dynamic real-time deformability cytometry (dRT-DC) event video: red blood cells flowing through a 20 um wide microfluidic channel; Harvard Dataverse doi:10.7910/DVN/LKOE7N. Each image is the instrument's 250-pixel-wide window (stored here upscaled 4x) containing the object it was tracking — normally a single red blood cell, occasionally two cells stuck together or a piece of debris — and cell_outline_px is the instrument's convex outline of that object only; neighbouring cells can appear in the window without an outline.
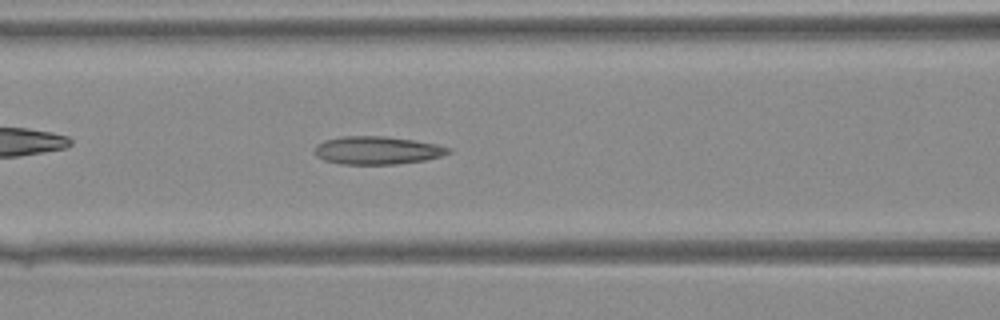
{"species": "Egyptian fruit bat (a non-hibernating species)", "species_latin": "Rousettus aegyptiacus", "temperature_condition": "warm", "stored_images_in_passage": 29, "camera_frame_rate_fps": 3000, "um_per_image_px": 0.085, "animal": {"sex": "female"}, "frame": {"image": 1, "passage_image": 6, "time_ms": 1.667, "image_size_px": [1000, 320], "cell_outline_px": [[452, 152], [440, 156], [424, 160], [396, 164], [340, 164], [324, 160], [316, 156], [316, 144], [324, 140], [344, 136], [384, 136], [412, 140], [436, 144], [452, 148]], "centroid_in_image_um": [32.06, 12.78], "position_along_channel_um": 134.5, "area_um2": 21.73}}
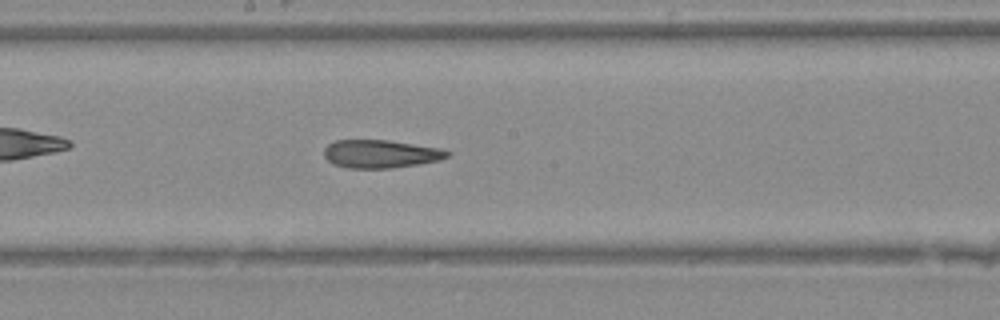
{"frame": {"image": 2, "passage_image": 11, "time_ms": 3.333, "image_size_px": [1000, 320], "cell_outline_px": [[452, 152], [448, 156], [440, 160], [420, 164], [392, 168], [348, 168], [332, 164], [324, 156], [324, 148], [328, 144], [336, 140], [388, 140], [440, 148]], "centroid_in_image_um": [32.35, 13.08], "position_along_channel_um": 215.8, "area_um2": 20.29}}
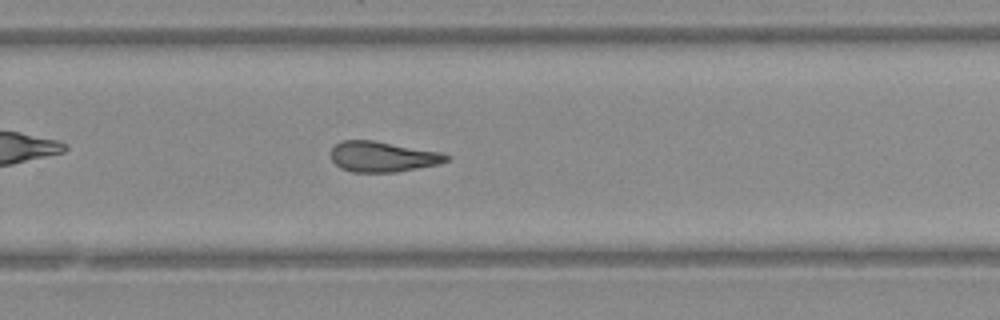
{"frame": {"image": 3, "passage_image": 16, "time_ms": 5.0, "image_size_px": [1000, 320], "cell_outline_px": [[452, 156], [448, 160], [436, 164], [396, 172], [352, 172], [340, 168], [332, 160], [332, 148], [336, 144], [344, 140], [372, 140], [444, 152]], "centroid_in_image_um": [32.55, 13.31], "position_along_channel_um": 297.2, "area_um2": 20.46}}